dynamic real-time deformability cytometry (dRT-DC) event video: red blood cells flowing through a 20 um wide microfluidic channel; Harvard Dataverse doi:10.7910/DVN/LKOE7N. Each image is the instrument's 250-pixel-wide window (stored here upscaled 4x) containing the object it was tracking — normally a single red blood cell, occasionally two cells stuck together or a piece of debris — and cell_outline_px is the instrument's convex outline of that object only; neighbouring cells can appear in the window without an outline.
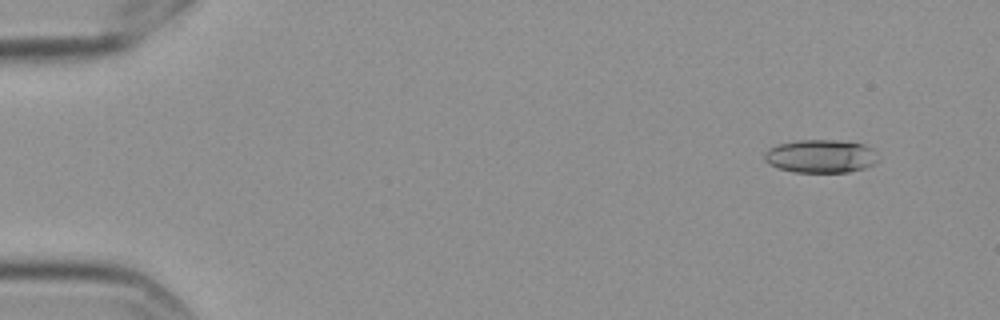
{"species": "Egyptian fruit bat (a non-hibernating species)", "species_latin": "Rousettus aegyptiacus", "temperature_condition": "cold", "stored_images_in_passage": 6, "camera_frame_rate_fps": 3000, "um_per_image_px": 0.085, "frame": {"image": 1, "passage_image": 1, "time_ms": 0.0, "image_size_px": [1000, 320], "cell_outline_px": [[880, 160], [876, 164], [864, 168], [848, 172], [796, 172], [776, 168], [768, 164], [764, 160], [764, 152], [780, 144], [796, 140], [836, 140], [864, 144], [872, 148]], "centroid_in_image_um": [69.78, 13.28], "position_along_channel_um": 15.2, "area_um2": 22.14}}
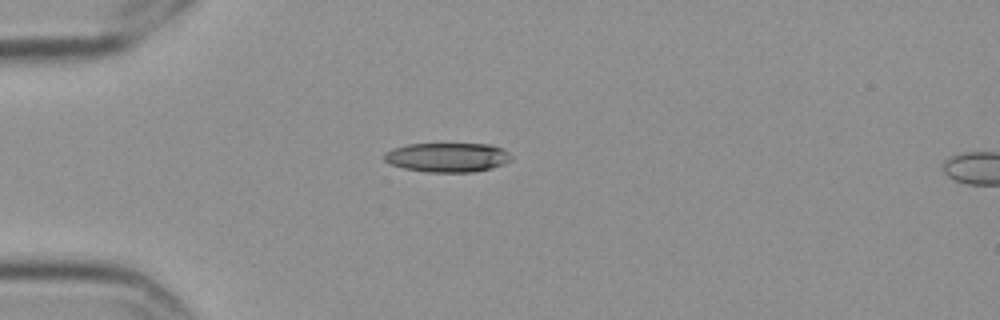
{"frame": {"image": 2, "passage_image": 4, "time_ms": 1.0, "image_size_px": [1000, 320], "cell_outline_px": [[512, 160], [504, 164], [492, 168], [472, 172], [428, 172], [404, 168], [392, 164], [384, 160], [384, 152], [392, 148], [408, 144], [488, 144], [504, 148], [512, 156]], "centroid_in_image_um": [38.06, 13.37], "position_along_channel_um": 46.9, "area_um2": 21.79}}
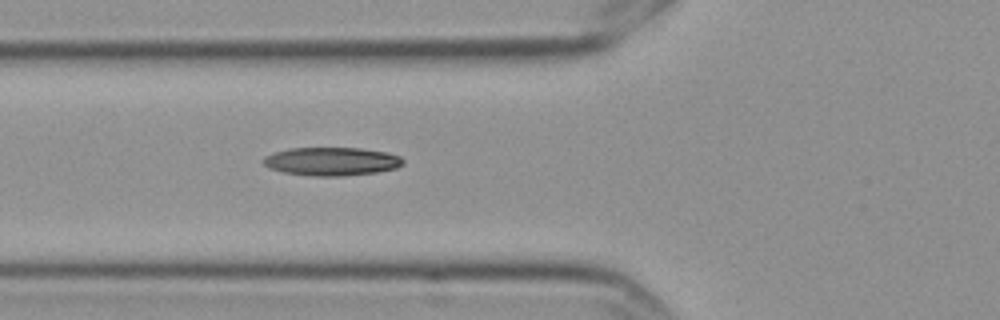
{"frame": {"image": 3, "passage_image": 6, "time_ms": 1.667, "image_size_px": [1000, 320], "cell_outline_px": [[404, 164], [396, 168], [376, 172], [340, 176], [316, 176], [284, 172], [268, 168], [264, 164], [264, 156], [288, 148], [360, 148], [388, 152], [400, 156], [404, 160]], "centroid_in_image_um": [28.21, 13.71], "position_along_channel_um": 97.6, "area_um2": 23.0}}